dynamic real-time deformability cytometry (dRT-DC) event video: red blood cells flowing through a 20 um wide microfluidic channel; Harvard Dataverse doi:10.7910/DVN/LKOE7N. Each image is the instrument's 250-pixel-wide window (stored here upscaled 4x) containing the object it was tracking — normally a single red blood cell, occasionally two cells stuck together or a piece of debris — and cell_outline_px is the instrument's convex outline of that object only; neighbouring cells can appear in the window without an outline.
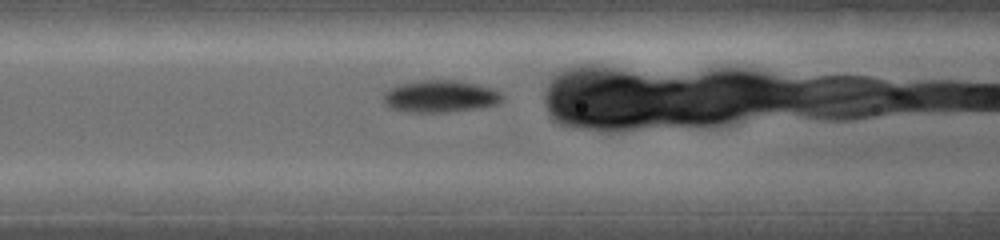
{"species": "common noctule bat (a hibernating species)", "species_latin": "Nyctalus noctula", "temperature_condition": "warm", "stored_images_in_passage": 12, "camera_frame_rate_fps": 5000, "um_per_image_px": 0.085, "animal": {"sex": "female", "body_mass_g": 19.0, "forearm_length_mm": 53.3}, "frame": {"image": 1, "passage_image": 4, "time_ms": 1.0, "image_size_px": [1000, 240], "cell_outline_px": [[504, 96], [496, 104], [480, 108], [448, 112], [408, 112], [388, 108], [384, 104], [384, 92], [388, 88], [396, 84], [420, 80], [460, 80], [492, 88], [500, 92]], "centroid_in_image_um": [37.37, 8.18], "position_along_channel_um": 129.2, "area_um2": 22.54}}
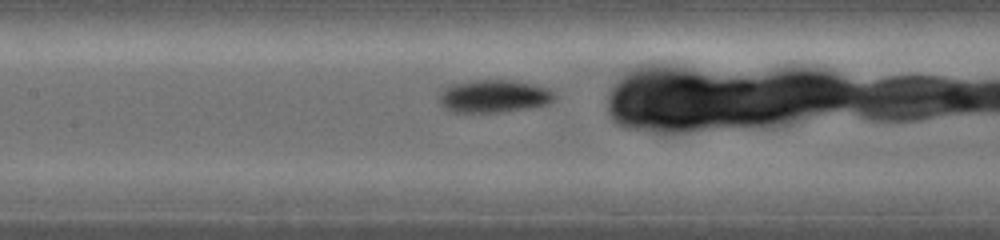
{"frame": {"image": 2, "passage_image": 6, "time_ms": 1.6, "image_size_px": [1000, 240], "cell_outline_px": [[556, 96], [548, 104], [528, 108], [504, 112], [448, 112], [440, 104], [440, 92], [448, 84], [472, 80], [516, 80], [536, 84], [548, 88]], "centroid_in_image_um": [41.96, 8.17], "position_along_channel_um": 165.4, "area_um2": 22.37}}
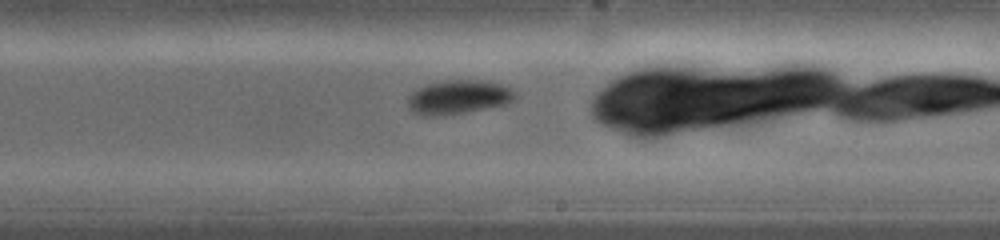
{"frame": {"image": 3, "passage_image": 10, "time_ms": 3.0, "image_size_px": [1000, 240], "cell_outline_px": [[516, 96], [508, 104], [464, 112], [440, 116], [420, 116], [412, 112], [408, 108], [408, 96], [412, 92], [428, 84], [444, 80], [480, 80], [500, 84], [512, 88], [516, 92]], "centroid_in_image_um": [38.95, 8.26], "position_along_channel_um": 250.0, "area_um2": 21.33}}